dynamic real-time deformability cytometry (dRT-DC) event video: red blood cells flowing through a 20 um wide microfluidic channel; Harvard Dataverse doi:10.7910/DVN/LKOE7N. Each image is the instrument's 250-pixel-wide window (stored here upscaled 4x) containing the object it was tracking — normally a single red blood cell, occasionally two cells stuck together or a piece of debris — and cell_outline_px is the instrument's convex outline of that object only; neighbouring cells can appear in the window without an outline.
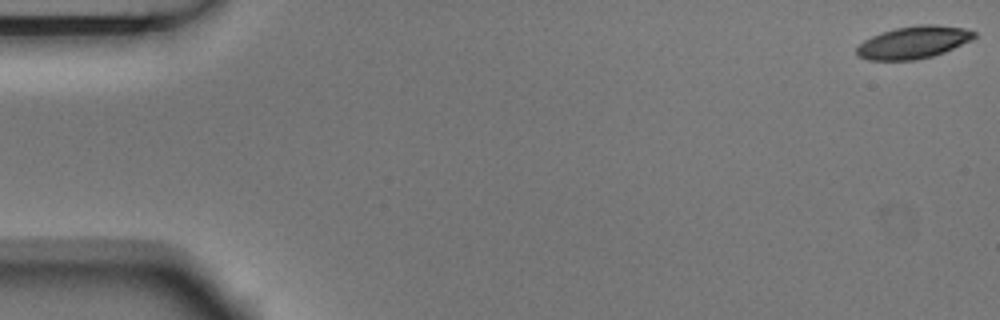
{"species": "Egyptian fruit bat (a non-hibernating species)", "species_latin": "Rousettus aegyptiacus", "temperature_condition": "room temperature", "stored_images_in_passage": 3, "camera_frame_rate_fps": 3000, "um_per_image_px": 0.085, "animal": {"sex": "male"}, "frame": {"image": 1, "passage_image": 1, "time_ms": 0.0, "image_size_px": [1000, 320], "cell_outline_px": [[976, 36], [972, 40], [944, 52], [932, 56], [916, 60], [868, 60], [856, 56], [856, 48], [864, 40], [872, 36], [896, 28], [920, 24], [936, 24], [964, 28], [976, 32]], "centroid_in_image_um": [77.65, 3.6], "position_along_channel_um": 7.3, "area_um2": 22.2}}